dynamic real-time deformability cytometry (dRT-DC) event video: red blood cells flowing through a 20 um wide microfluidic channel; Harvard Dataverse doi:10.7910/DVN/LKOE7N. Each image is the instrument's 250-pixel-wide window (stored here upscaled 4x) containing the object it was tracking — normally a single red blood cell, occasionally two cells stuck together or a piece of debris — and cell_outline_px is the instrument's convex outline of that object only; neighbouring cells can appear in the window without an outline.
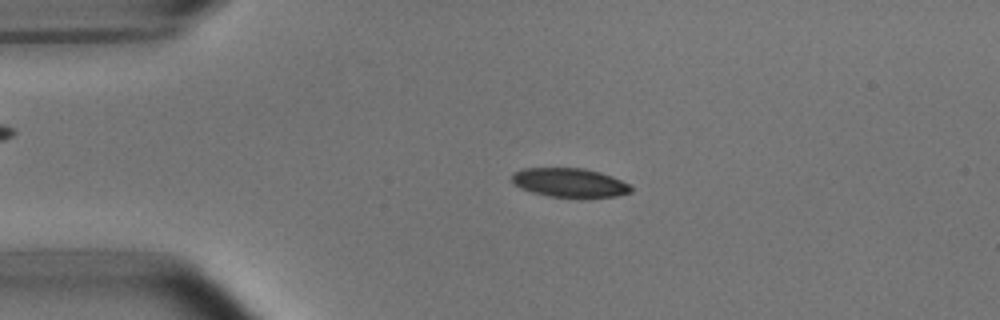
{"species": "common noctule bat (a hibernating species)", "species_latin": "Nyctalus noctula", "temperature_condition": "room temperature", "stored_images_in_passage": 52, "camera_frame_rate_fps": 3000, "um_per_image_px": 0.085, "animal": {"sex": "male", "body_mass_g": 15.6}, "frame": {"image": 1, "passage_image": 11, "time_ms": 3.333, "image_size_px": [1000, 320], "cell_outline_px": [[632, 192], [616, 196], [584, 200], [548, 196], [532, 192], [520, 188], [512, 180], [512, 172], [524, 168], [584, 168], [600, 172], [612, 176], [628, 184], [632, 188]], "centroid_in_image_um": [48.45, 15.56], "position_along_channel_um": 36.6, "area_um2": 20.75}}
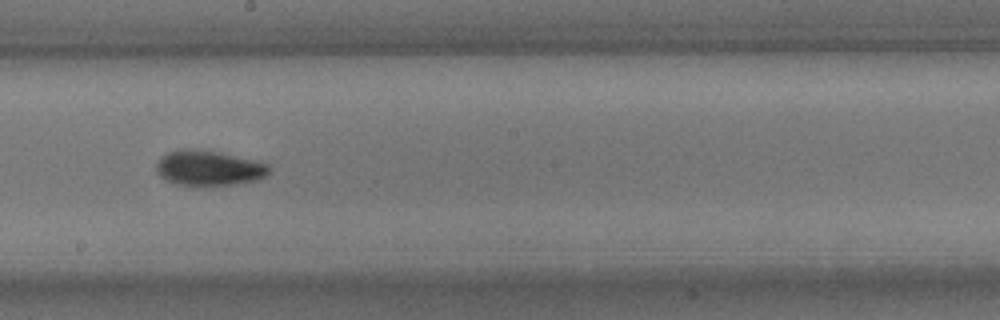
{"frame": {"image": 2, "passage_image": 29, "time_ms": 9.333, "image_size_px": [1000, 320], "cell_outline_px": [[272, 168], [264, 176], [256, 180], [232, 184], [176, 184], [164, 180], [156, 172], [156, 164], [160, 156], [168, 152], [180, 148], [188, 148], [220, 152], [256, 160], [268, 164]], "centroid_in_image_um": [17.71, 14.25], "position_along_channel_um": 230.5, "area_um2": 23.0}}
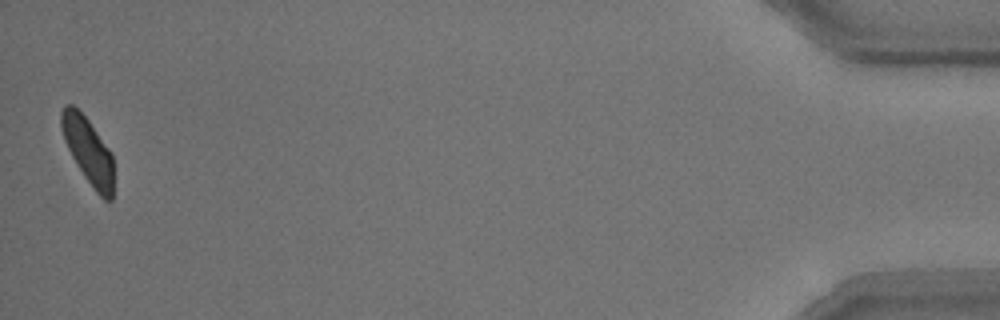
{"frame": {"image": 3, "passage_image": 52, "time_ms": 17.0, "image_size_px": [1000, 320], "cell_outline_px": [[112, 200], [104, 200], [96, 192], [84, 176], [72, 156], [64, 140], [60, 124], [60, 112], [64, 104], [72, 104], [88, 120], [112, 152]], "centroid_in_image_um": [7.47, 12.78], "position_along_channel_um": 427.7, "area_um2": 19.94}, "authors_computed_cell_mechanics": {"area_um2": 21.4727, "velocity_mm_per_s": 3.7577, "shape_relaxation_time_tau1_ms": 3.56, "shape_relaxation_time_tau2_ms": 2.8129, "deformation_change_tau1": 0.1236, "deformation_change_tau2": 0.0791}}